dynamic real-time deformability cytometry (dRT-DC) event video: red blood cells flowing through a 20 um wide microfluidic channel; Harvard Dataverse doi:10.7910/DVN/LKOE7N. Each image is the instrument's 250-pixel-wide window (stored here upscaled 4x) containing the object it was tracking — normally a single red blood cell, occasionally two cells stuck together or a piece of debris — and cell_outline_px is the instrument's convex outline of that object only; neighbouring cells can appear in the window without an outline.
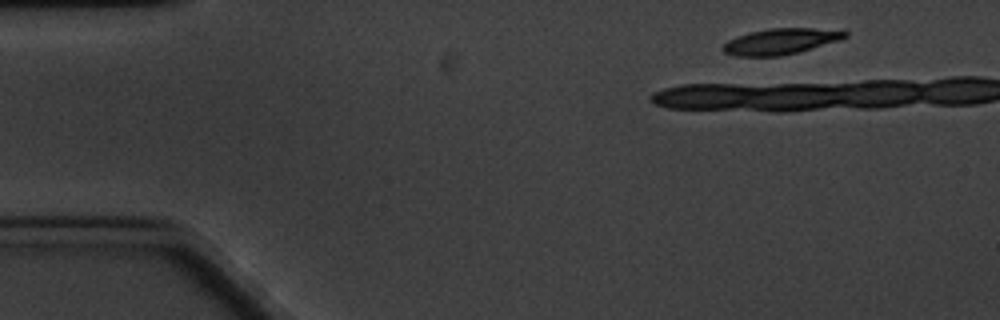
{"species": "common noctule bat (a hibernating species)", "species_latin": "Nyctalus noctula", "temperature_condition": "cold", "stored_images_in_passage": 6, "segment_of_instrument_passage": [2, 2], "camera_frame_rate_fps": 3000, "um_per_image_px": 0.085, "animal": {"sex": "male", "body_mass_g": 20.1, "forearm_length_mm": 53.5}, "frame": {"image": 1, "passage_image": 6, "time_ms": 5.667, "image_size_px": [1000, 320], "cell_outline_px": [[848, 36], [840, 40], [796, 52], [780, 56], [736, 56], [724, 52], [720, 48], [728, 40], [736, 36], [768, 28], [844, 28], [848, 32]], "centroid_in_image_um": [66.42, 3.49], "position_along_channel_um": 18.6, "area_um2": 18.61}}